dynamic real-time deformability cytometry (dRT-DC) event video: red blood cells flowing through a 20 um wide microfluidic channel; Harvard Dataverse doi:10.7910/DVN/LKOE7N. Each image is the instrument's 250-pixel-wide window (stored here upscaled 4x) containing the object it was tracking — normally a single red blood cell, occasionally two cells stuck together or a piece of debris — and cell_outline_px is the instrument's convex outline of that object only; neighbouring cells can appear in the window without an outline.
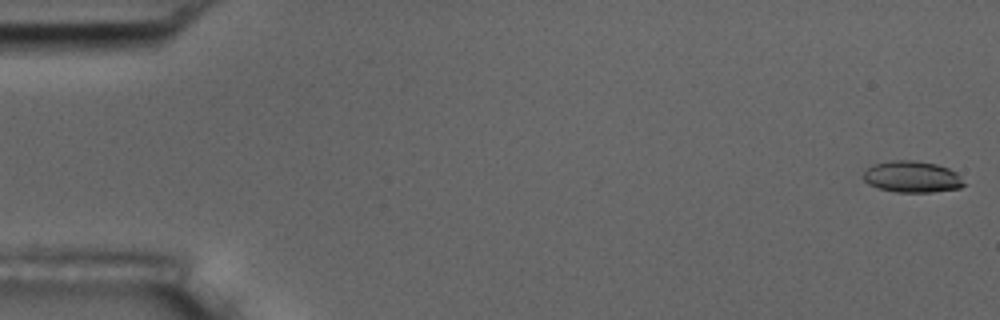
{"species": "common noctule bat (a hibernating species)", "species_latin": "Nyctalus noctula", "temperature_condition": "room temperature", "stored_images_in_passage": 4, "segment_of_instrument_passage": [1, 2], "camera_frame_rate_fps": 3000, "um_per_image_px": 0.085, "animal": {"sex": "male", "body_mass_g": 17.5, "forearm_length_mm": 52.3}, "frame": {"image": 1, "passage_image": 1, "time_ms": 0.0, "image_size_px": [1000, 320], "cell_outline_px": [[968, 184], [960, 188], [932, 192], [896, 192], [876, 188], [868, 184], [860, 176], [872, 164], [892, 160], [916, 160], [936, 164], [948, 168], [956, 172]], "centroid_in_image_um": [77.52, 15.03], "position_along_channel_um": 7.5, "area_um2": 18.79}}